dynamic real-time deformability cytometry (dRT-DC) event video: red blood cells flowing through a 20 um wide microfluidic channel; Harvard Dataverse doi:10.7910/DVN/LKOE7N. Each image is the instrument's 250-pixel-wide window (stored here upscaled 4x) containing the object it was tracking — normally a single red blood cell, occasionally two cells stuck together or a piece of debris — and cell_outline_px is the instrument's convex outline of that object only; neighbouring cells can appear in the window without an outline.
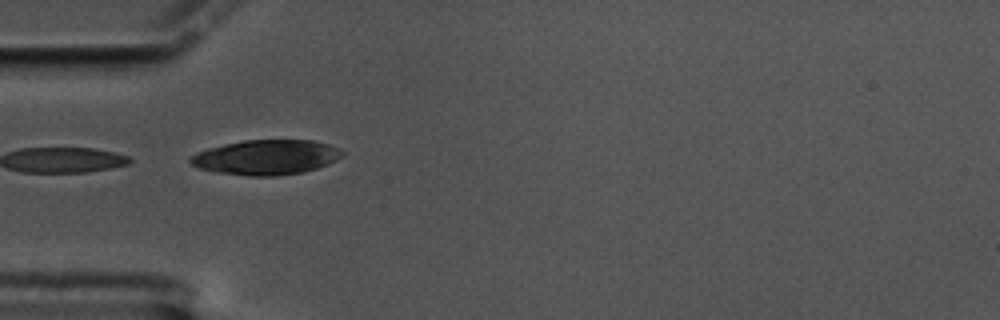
{"species": "common noctule bat (a hibernating species)", "species_latin": "Nyctalus noctula", "temperature_condition": "cold", "stored_images_in_passage": 6, "camera_frame_rate_fps": 3000, "um_per_image_px": 0.085, "animal": {"sex": "male", "body_mass_g": 17.5, "forearm_length_mm": 52.3}, "frame": {"image": 1, "passage_image": 1, "time_ms": 0.0, "image_size_px": [1000, 320], "cell_outline_px": [[344, 156], [328, 164], [304, 172], [276, 176], [248, 176], [216, 172], [200, 168], [192, 164], [188, 160], [196, 152], [208, 148], [224, 144], [244, 140], [312, 140], [328, 144], [340, 148], [344, 152]], "centroid_in_image_um": [22.65, 13.37], "position_along_channel_um": 62.3, "area_um2": 30.98}}